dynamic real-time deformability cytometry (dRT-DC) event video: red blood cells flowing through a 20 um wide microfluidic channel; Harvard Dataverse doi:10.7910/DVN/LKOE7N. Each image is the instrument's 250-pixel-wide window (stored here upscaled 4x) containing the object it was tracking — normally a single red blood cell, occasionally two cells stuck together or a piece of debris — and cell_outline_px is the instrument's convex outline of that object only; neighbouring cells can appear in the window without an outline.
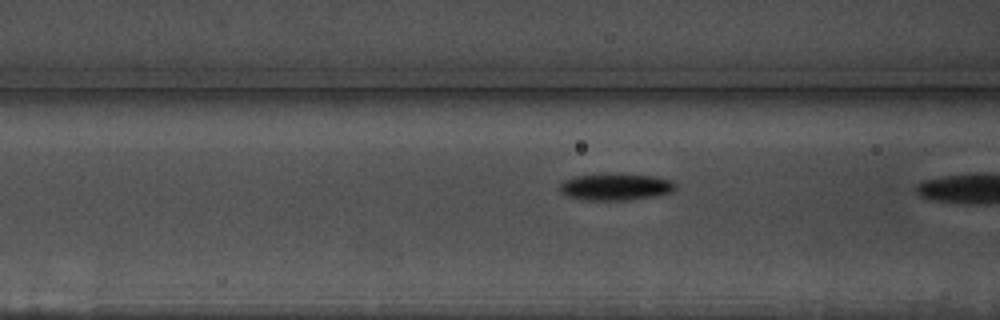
{"species": "common noctule bat (a hibernating species)", "species_latin": "Nyctalus noctula", "temperature_condition": "warm", "stored_images_in_passage": 21, "camera_frame_rate_fps": 3000, "um_per_image_px": 0.085, "animal": {"sex": "male", "body_mass_g": 17.5, "forearm_length_mm": 52.3}, "frame": {"image": 1, "passage_image": 20, "time_ms": 6.333, "image_size_px": [1000, 320], "cell_outline_px": [[676, 188], [672, 192], [656, 196], [628, 200], [580, 200], [568, 196], [560, 192], [556, 188], [564, 180], [576, 176], [652, 176], [672, 180], [676, 184]], "centroid_in_image_um": [52.31, 15.93], "position_along_channel_um": 114.3, "area_um2": 17.51}}